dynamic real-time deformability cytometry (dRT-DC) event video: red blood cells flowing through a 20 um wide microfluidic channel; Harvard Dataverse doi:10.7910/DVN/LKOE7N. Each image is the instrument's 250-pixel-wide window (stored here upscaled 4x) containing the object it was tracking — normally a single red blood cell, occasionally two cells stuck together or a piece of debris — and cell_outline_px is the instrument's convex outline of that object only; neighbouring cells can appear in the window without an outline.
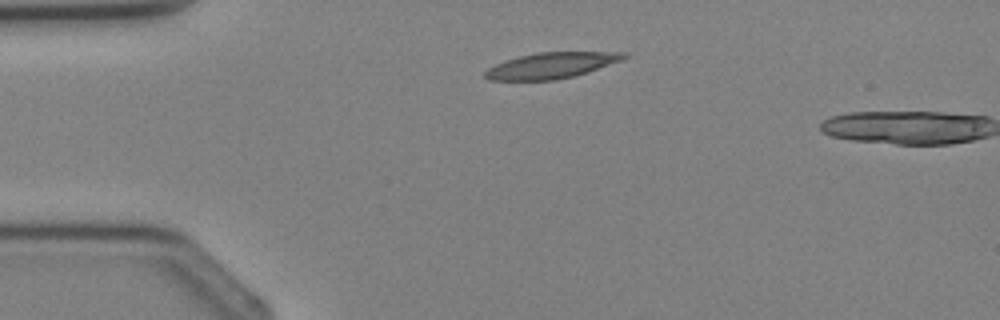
{"species": "Egyptian fruit bat (a non-hibernating species)", "species_latin": "Rousettus aegyptiacus", "temperature_condition": "cold", "stored_images_in_passage": 2, "camera_frame_rate_fps": 3000, "um_per_image_px": 0.085, "animal": {"sex": "female"}, "frame": {"image": 1, "passage_image": 1, "time_ms": 0.0, "image_size_px": [1000, 320], "cell_outline_px": [[628, 56], [624, 60], [588, 72], [556, 80], [488, 80], [484, 76], [484, 72], [488, 68], [504, 60], [536, 52], [628, 52]], "centroid_in_image_um": [46.89, 5.56], "position_along_channel_um": 38.1, "area_um2": 21.04}}